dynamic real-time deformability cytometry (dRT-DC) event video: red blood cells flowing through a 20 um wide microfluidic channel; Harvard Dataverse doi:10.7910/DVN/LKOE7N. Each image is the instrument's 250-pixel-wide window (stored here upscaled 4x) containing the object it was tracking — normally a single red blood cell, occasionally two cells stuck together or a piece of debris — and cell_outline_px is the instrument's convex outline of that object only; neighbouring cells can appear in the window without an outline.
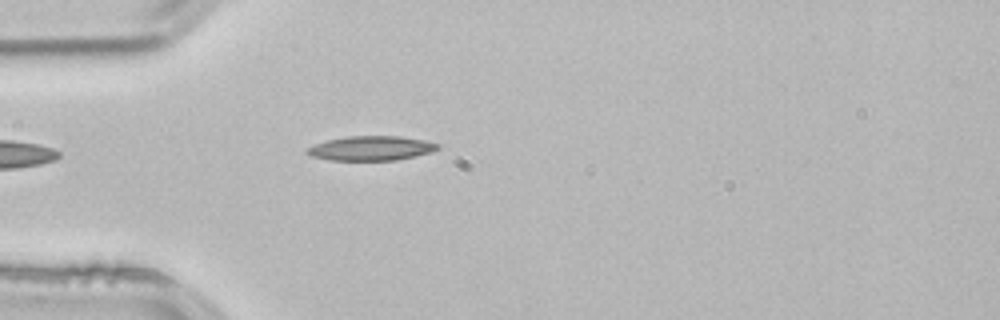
{"species": "common noctule bat (a hibernating species)", "species_latin": "Nyctalus noctula", "temperature_condition": "room temperature", "stored_images_in_passage": 3, "camera_frame_rate_fps": 3000, "um_per_image_px": 0.085, "animal": {"sex": "male", "body_mass_g": 21.5, "forearm_length_mm": 52.0}, "frame": {"image": 1, "passage_image": 3, "time_ms": 0.667, "image_size_px": [1000, 320], "cell_outline_px": [[440, 148], [432, 152], [416, 156], [396, 160], [328, 160], [312, 156], [304, 152], [308, 148], [316, 144], [328, 140], [348, 136], [400, 136], [424, 140], [440, 144]], "centroid_in_image_um": [31.58, 12.6], "position_along_channel_um": 53.4, "area_um2": 18.61}}